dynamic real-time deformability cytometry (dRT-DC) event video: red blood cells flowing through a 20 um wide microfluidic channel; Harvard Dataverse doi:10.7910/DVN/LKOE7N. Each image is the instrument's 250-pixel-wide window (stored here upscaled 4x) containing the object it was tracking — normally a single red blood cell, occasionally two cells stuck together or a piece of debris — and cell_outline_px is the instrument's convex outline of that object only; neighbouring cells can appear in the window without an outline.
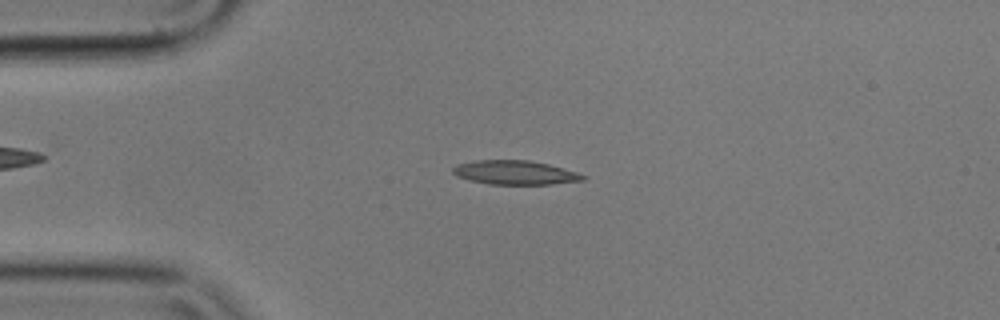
{"species": "common noctule bat (a hibernating species)", "species_latin": "Nyctalus noctula", "temperature_condition": "cold", "stored_images_in_passage": 51, "camera_frame_rate_fps": 3000, "um_per_image_px": 0.085, "animal": {"sex": "male", "body_mass_g": 17.9}, "frame": {"image": 1, "passage_image": 8, "time_ms": 2.333, "image_size_px": [1000, 320], "cell_outline_px": [[588, 176], [584, 180], [552, 184], [488, 184], [456, 176], [452, 172], [452, 168], [456, 164], [476, 160], [528, 160], [548, 164], [564, 168]], "centroid_in_image_um": [43.78, 14.66], "position_along_channel_um": 41.2, "area_um2": 18.21}}
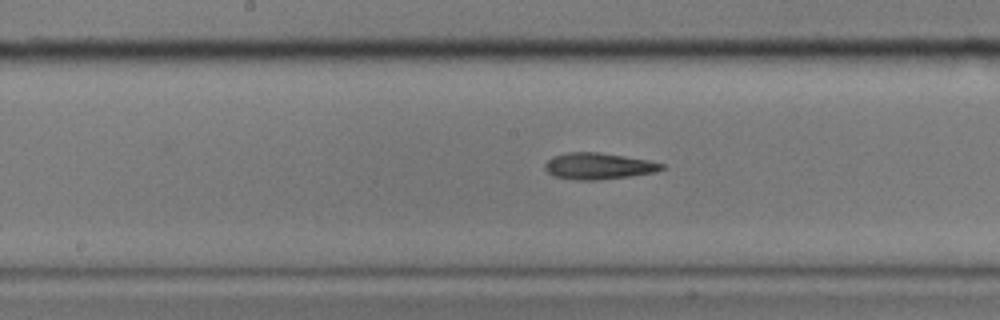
{"frame": {"image": 2, "passage_image": 23, "time_ms": 7.333, "image_size_px": [1000, 320], "cell_outline_px": [[664, 168], [656, 172], [628, 176], [596, 180], [576, 180], [552, 176], [544, 168], [544, 164], [552, 156], [568, 152], [600, 152], [648, 160], [664, 164]], "centroid_in_image_um": [50.83, 14.11], "position_along_channel_um": 197.4, "area_um2": 17.98}}
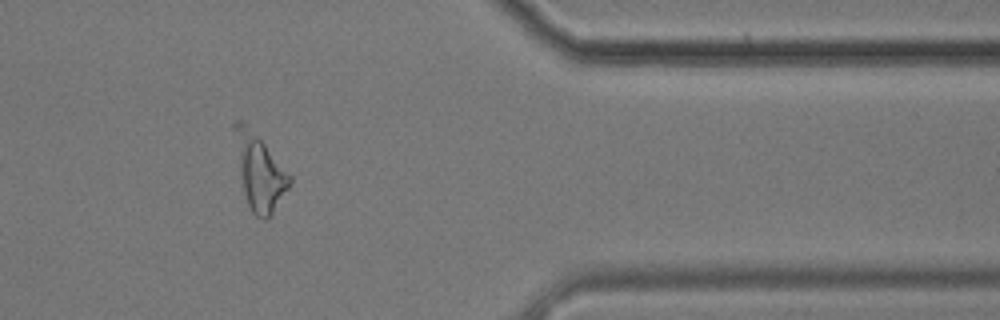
{"frame": {"image": 3, "passage_image": 41, "time_ms": 13.333, "image_size_px": [1000, 320], "cell_outline_px": [[292, 184], [272, 212], [264, 220], [256, 216], [252, 212], [248, 204], [244, 192], [240, 172], [232, 128], [232, 124], [236, 120], [240, 120], [264, 144], [292, 176]], "centroid_in_image_um": [22.06, 14.64], "position_along_channel_um": 389.3, "area_um2": 23.29}, "authors_computed_cell_mechanics": {"area_um2": 18.496, "velocity_mm_per_s": 3.552, "shape_relaxation_time_tau1_ms": 9.1547, "shape_relaxation_time_tau2_ms": 5.3966, "deformation_change_tau1": 0.1958, "deformation_change_tau2": 0.1735}}